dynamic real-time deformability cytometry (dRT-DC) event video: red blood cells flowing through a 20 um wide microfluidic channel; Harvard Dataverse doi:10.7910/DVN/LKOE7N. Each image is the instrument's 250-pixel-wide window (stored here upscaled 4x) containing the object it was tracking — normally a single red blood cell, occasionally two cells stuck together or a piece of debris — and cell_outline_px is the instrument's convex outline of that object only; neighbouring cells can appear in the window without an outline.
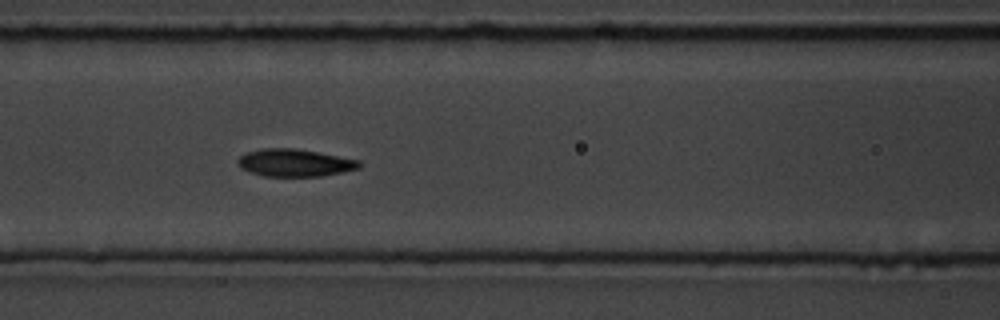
{"species": "common noctule bat (a hibernating species)", "species_latin": "Nyctalus noctula", "temperature_condition": "room temperature", "stored_images_in_passage": 12, "camera_frame_rate_fps": 3000, "um_per_image_px": 0.085, "animal": {"sex": "male", "body_mass_g": 19.5, "forearm_length_mm": 54.6}, "frame": {"image": 1, "passage_image": 3, "time_ms": 2.333, "image_size_px": [1000, 320], "cell_outline_px": [[360, 168], [320, 176], [264, 176], [240, 168], [236, 164], [236, 160], [240, 156], [248, 152], [260, 148], [296, 148], [320, 152], [360, 160]], "centroid_in_image_um": [25.03, 13.82], "position_along_channel_um": 141.6, "area_um2": 19.48}}
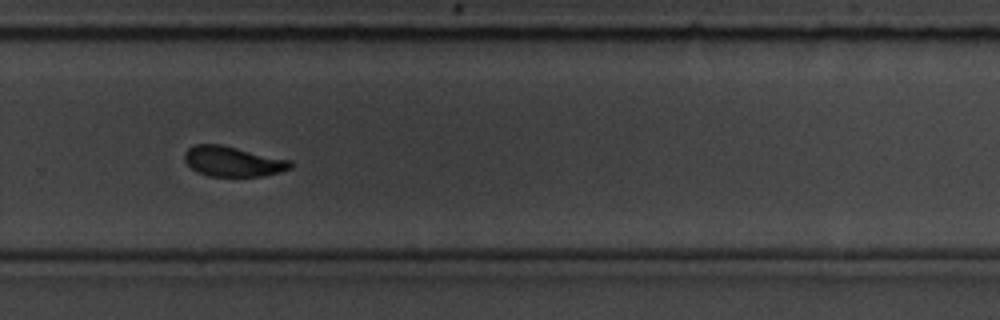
{"frame": {"image": 2, "passage_image": 7, "time_ms": 7.0, "image_size_px": [1000, 320], "cell_outline_px": [[292, 168], [280, 172], [260, 176], [208, 176], [196, 172], [184, 160], [184, 152], [188, 148], [196, 144], [220, 144], [292, 160]], "centroid_in_image_um": [19.79, 13.72], "position_along_channel_um": 310.0, "area_um2": 18.67}}
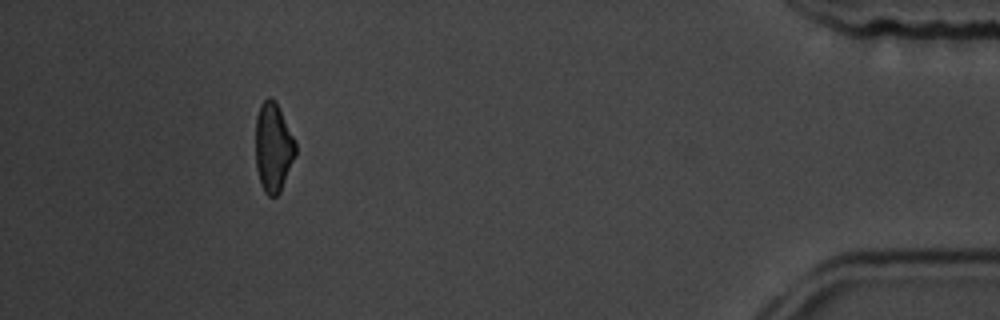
{"frame": {"image": 3, "passage_image": 12, "time_ms": 13.667, "image_size_px": [1000, 320], "cell_outline_px": [[296, 156], [280, 192], [276, 196], [268, 196], [264, 192], [256, 168], [256, 116], [260, 104], [268, 96], [276, 104], [296, 144]], "centroid_in_image_um": [23.21, 12.57], "position_along_channel_um": 412.0, "area_um2": 20.4}, "authors_computed_cell_mechanics": {"area_um2": 18.8717, "velocity_mm_per_s": 3.625, "shape_relaxation_time_tau1_ms": 1.4288, "shape_relaxation_time_tau2_ms": 2.0563, "deformation_change_tau1": 0.1081, "deformation_change_tau2": 0.06}}